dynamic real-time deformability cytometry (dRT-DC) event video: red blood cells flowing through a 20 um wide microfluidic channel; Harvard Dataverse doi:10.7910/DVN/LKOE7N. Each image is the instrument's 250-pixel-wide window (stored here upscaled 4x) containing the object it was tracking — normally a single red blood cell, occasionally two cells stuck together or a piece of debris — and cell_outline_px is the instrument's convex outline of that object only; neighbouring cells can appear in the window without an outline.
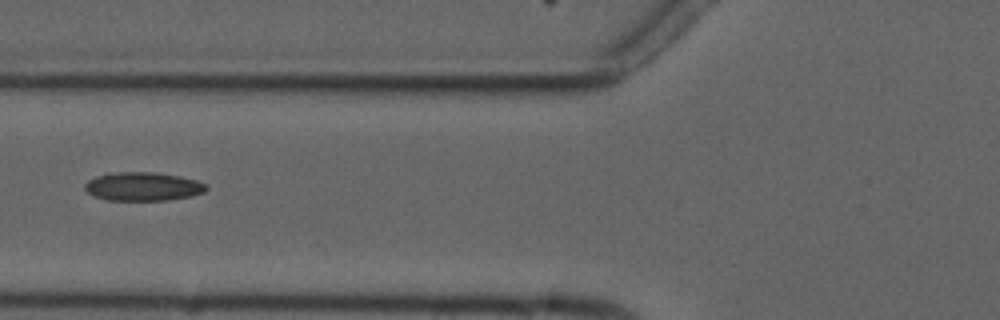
{"species": "common noctule bat (a hibernating species)", "species_latin": "Nyctalus noctula", "temperature_condition": "cold", "stored_images_in_passage": 5, "camera_frame_rate_fps": 3000, "um_per_image_px": 0.085, "animal": {"sex": "male", "forearm_length_mm": 52.5}, "frame": {"image": 1, "passage_image": 4, "time_ms": 3.667, "image_size_px": [1000, 320], "cell_outline_px": [[208, 188], [204, 192], [192, 196], [168, 200], [108, 200], [92, 196], [84, 188], [84, 184], [88, 180], [96, 176], [108, 172], [152, 172], [180, 176], [196, 180], [208, 184]], "centroid_in_image_um": [12.14, 15.85], "position_along_channel_um": 113.7, "area_um2": 20.46}}
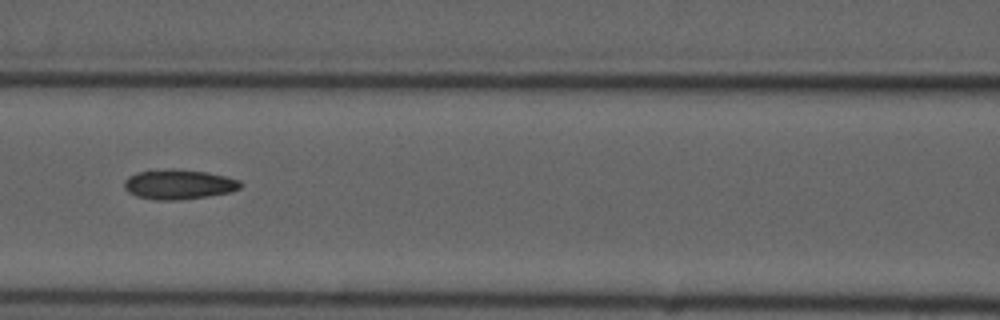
{"frame": {"image": 2, "passage_image": 5, "time_ms": 4.667, "image_size_px": [1000, 320], "cell_outline_px": [[244, 184], [240, 188], [232, 192], [208, 196], [180, 200], [156, 200], [136, 196], [128, 192], [124, 188], [124, 180], [128, 176], [136, 172], [172, 168], [176, 168], [208, 172], [240, 180]], "centroid_in_image_um": [15.2, 15.67], "position_along_channel_um": 151.4, "area_um2": 20.52}}